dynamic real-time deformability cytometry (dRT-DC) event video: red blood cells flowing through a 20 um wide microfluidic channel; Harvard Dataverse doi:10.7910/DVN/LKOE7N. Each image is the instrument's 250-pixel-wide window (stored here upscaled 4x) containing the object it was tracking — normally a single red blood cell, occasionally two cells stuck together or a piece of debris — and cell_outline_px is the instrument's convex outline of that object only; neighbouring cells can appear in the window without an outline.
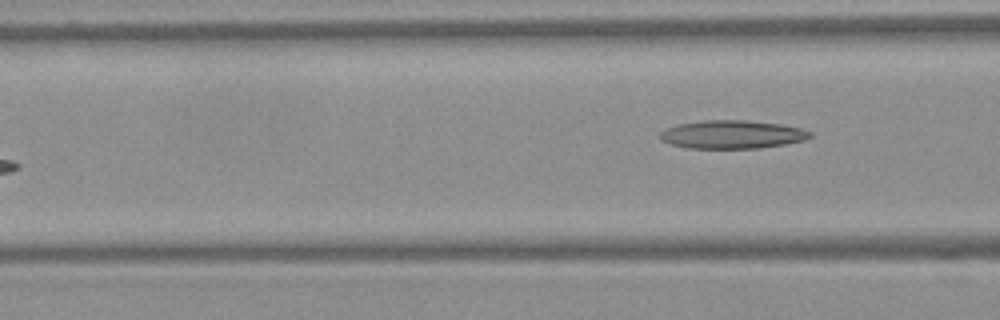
{"species": "Egyptian fruit bat (a non-hibernating species)", "species_latin": "Rousettus aegyptiacus", "temperature_condition": "warm", "stored_images_in_passage": 5, "camera_frame_rate_fps": 3000, "um_per_image_px": 0.085, "frame": {"image": 1, "passage_image": 5, "time_ms": 1.333, "image_size_px": [1000, 320], "cell_outline_px": [[812, 136], [804, 140], [784, 144], [760, 148], [688, 148], [668, 144], [660, 140], [660, 132], [676, 124], [704, 120], [744, 120], [780, 124], [800, 128], [812, 132]], "centroid_in_image_um": [62.2, 11.43], "position_along_channel_um": 104.4, "area_um2": 24.74}}